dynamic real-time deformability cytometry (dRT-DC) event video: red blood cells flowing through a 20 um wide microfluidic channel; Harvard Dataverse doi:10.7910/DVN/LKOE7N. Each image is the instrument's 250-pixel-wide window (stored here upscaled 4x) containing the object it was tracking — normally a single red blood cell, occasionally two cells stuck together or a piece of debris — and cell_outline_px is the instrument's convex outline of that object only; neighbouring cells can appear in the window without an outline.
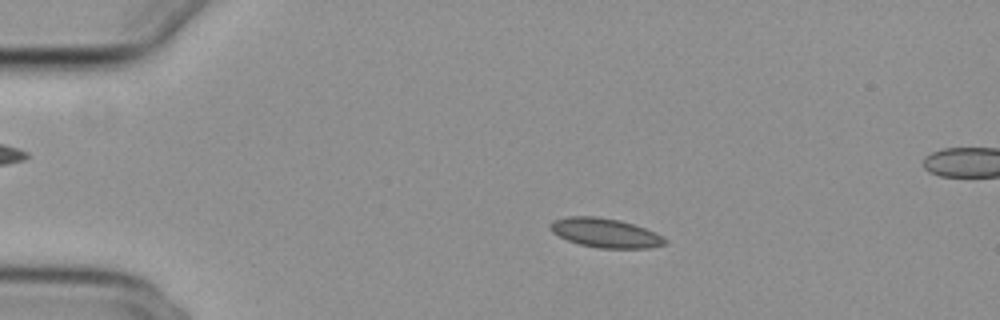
{"species": "common noctule bat (a hibernating species)", "species_latin": "Nyctalus noctula", "temperature_condition": "cold", "stored_images_in_passage": 56, "segment_of_instrument_passage": [1, 2], "camera_frame_rate_fps": 3000, "um_per_image_px": 0.085, "animal": {"sex": "female", "body_mass_g": 29.2, "forearm_length_mm": 56.3}, "frame": {"image": 1, "passage_image": 12, "time_ms": 3.667, "image_size_px": [1000, 320], "cell_outline_px": [[668, 244], [652, 248], [596, 248], [580, 244], [568, 240], [552, 232], [548, 228], [548, 224], [552, 220], [568, 216], [596, 216], [620, 220], [656, 232], [664, 236], [668, 240]], "centroid_in_image_um": [51.47, 19.8], "position_along_channel_um": 33.5, "area_um2": 19.83}}
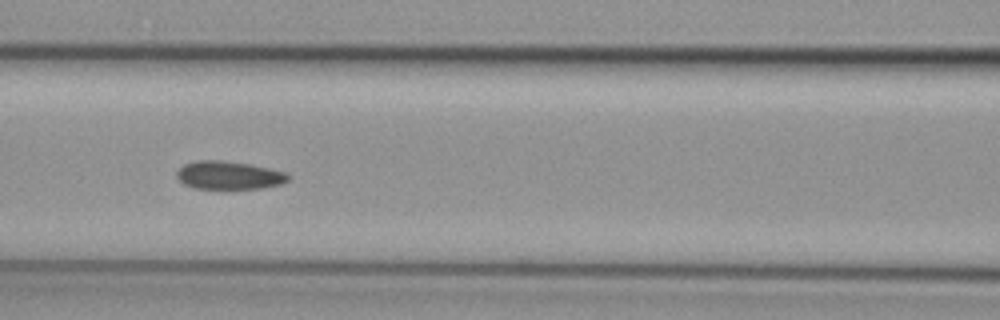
{"frame": {"image": 2, "passage_image": 25, "time_ms": 8.0, "image_size_px": [1000, 320], "cell_outline_px": [[292, 176], [288, 180], [280, 184], [264, 188], [192, 188], [184, 184], [176, 176], [176, 172], [184, 164], [196, 160], [220, 160], [248, 164], [288, 172]], "centroid_in_image_um": [19.47, 14.89], "position_along_channel_um": 147.1, "area_um2": 18.26}}
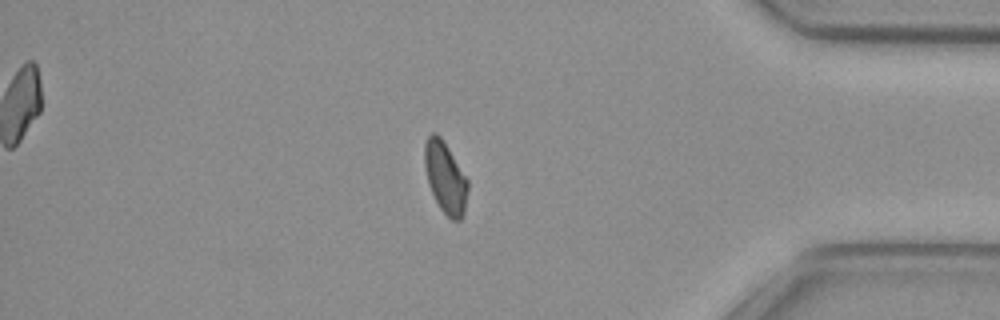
{"frame": {"image": 3, "passage_image": 47, "time_ms": 15.333, "image_size_px": [1000, 320], "cell_outline_px": [[468, 188], [464, 212], [460, 220], [452, 220], [440, 208], [428, 184], [424, 164], [424, 144], [428, 136], [432, 132], [436, 132], [440, 136], [448, 148], [468, 180]], "centroid_in_image_um": [37.84, 15.07], "position_along_channel_um": 397.4, "area_um2": 17.8}}